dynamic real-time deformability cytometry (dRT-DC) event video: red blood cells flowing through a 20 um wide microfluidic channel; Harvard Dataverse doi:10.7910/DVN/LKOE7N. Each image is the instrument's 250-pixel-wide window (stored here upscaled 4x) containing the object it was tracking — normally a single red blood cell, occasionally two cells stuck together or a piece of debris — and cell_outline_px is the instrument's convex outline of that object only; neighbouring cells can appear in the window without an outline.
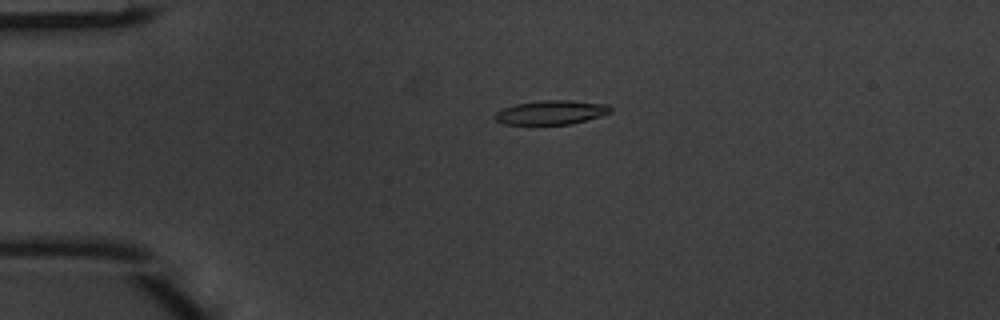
{"species": "common noctule bat (a hibernating species)", "species_latin": "Nyctalus noctula", "temperature_condition": "warm", "stored_images_in_passage": 38, "camera_frame_rate_fps": 3000, "um_per_image_px": 0.085, "animal": {"sex": "male", "body_mass_g": 20.1, "forearm_length_mm": 53.5}, "frame": {"image": 1, "passage_image": 1, "time_ms": 0.0, "image_size_px": [1000, 320], "cell_outline_px": [[612, 112], [600, 116], [572, 124], [504, 124], [496, 120], [492, 116], [496, 112], [504, 108], [516, 104], [544, 100], [568, 100], [608, 104], [612, 108]], "centroid_in_image_um": [46.87, 9.55], "position_along_channel_um": 38.1, "area_um2": 16.18}}
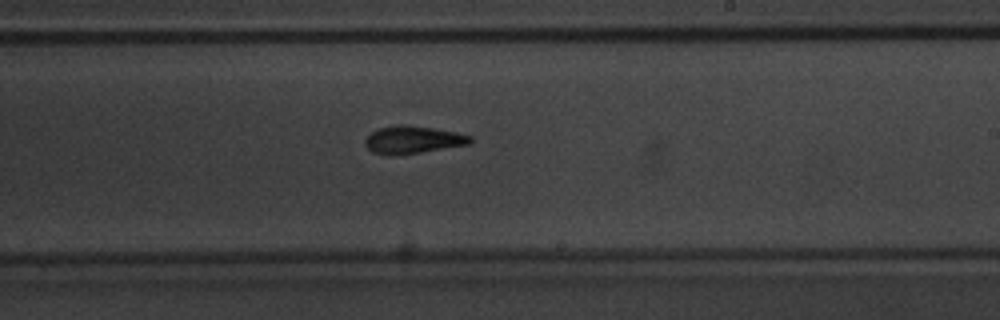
{"frame": {"image": 2, "passage_image": 19, "time_ms": 6.0, "image_size_px": [1000, 320], "cell_outline_px": [[472, 144], [420, 152], [372, 152], [364, 144], [364, 140], [372, 132], [380, 128], [396, 124], [404, 124], [432, 128], [456, 132], [472, 136]], "centroid_in_image_um": [35.16, 11.83], "position_along_channel_um": 253.8, "area_um2": 16.24}}
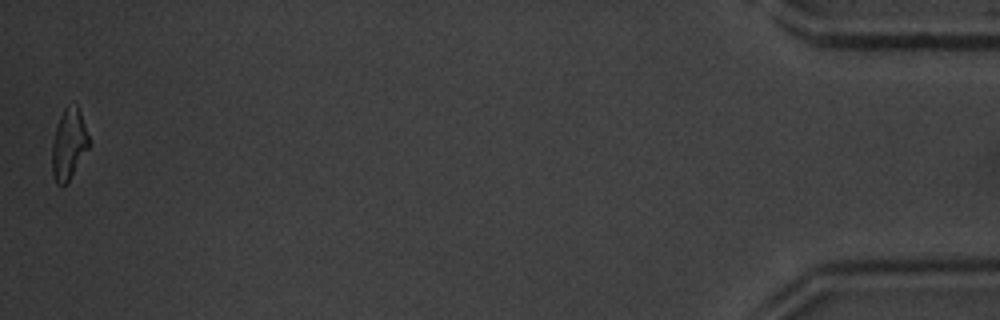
{"frame": {"image": 3, "passage_image": 38, "time_ms": 12.333, "image_size_px": [1000, 320], "cell_outline_px": [[88, 148], [68, 180], [64, 184], [56, 184], [52, 172], [52, 144], [56, 128], [60, 116], [64, 108], [76, 104], [80, 112], [88, 136]], "centroid_in_image_um": [5.82, 12.25], "position_along_channel_um": 429.4, "area_um2": 14.57}, "authors_computed_cell_mechanics": {"area_um2": 16.4152, "velocity_mm_per_s": 4.1801, "shape_relaxation_time_tau1_ms": 4.2302, "shape_relaxation_time_tau2_ms": 2.4875, "deformation_change_tau1": 0.2047, "deformation_change_tau2": 0.1142}}